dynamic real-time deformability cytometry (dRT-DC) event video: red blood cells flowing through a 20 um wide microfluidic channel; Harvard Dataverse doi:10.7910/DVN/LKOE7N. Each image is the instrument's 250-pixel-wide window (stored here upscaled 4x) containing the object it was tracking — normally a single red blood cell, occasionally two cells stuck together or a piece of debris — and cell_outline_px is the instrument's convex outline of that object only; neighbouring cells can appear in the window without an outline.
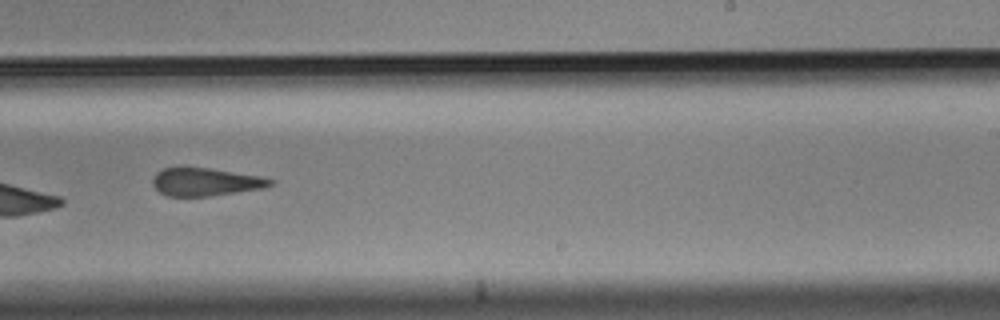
{"species": "Egyptian fruit bat (a non-hibernating species)", "species_latin": "Rousettus aegyptiacus", "temperature_condition": "cold", "stored_images_in_passage": 10, "camera_frame_rate_fps": 3000, "um_per_image_px": 0.085, "animal": {"sex": "male"}, "frame": {"image": 1, "passage_image": 10, "time_ms": 3.0, "image_size_px": [1000, 320], "cell_outline_px": [[276, 180], [272, 184], [264, 188], [208, 196], [168, 196], [160, 192], [152, 184], [152, 176], [156, 172], [164, 168], [180, 164], [208, 168], [260, 176]], "centroid_in_image_um": [17.4, 15.42], "position_along_channel_um": 271.6, "area_um2": 19.59}}